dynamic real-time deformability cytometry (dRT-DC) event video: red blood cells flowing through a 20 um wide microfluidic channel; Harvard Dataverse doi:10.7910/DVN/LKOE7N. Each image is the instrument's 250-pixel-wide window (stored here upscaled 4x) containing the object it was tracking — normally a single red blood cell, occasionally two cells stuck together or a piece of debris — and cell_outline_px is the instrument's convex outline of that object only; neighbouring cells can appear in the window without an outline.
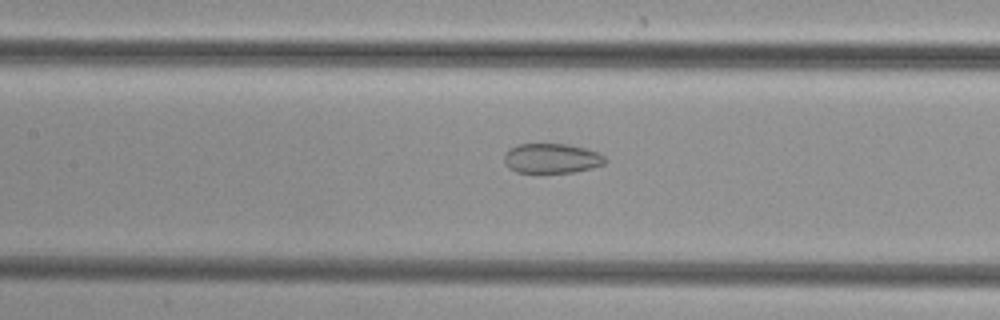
{"species": "common noctule bat (a hibernating species)", "species_latin": "Nyctalus noctula", "temperature_condition": "cold", "stored_images_in_passage": 50, "camera_frame_rate_fps": 3000, "um_per_image_px": 0.085, "animal": {"sex": "female", "body_mass_g": 29.2, "forearm_length_mm": 56.3}, "frame": {"image": 1, "passage_image": 23, "time_ms": 7.333, "image_size_px": [1000, 320], "cell_outline_px": [[608, 160], [604, 164], [592, 168], [572, 172], [516, 172], [508, 168], [504, 160], [504, 156], [516, 144], [568, 144], [584, 148], [596, 152], [604, 156]], "centroid_in_image_um": [46.9, 13.46], "position_along_channel_um": 160.5, "area_um2": 17.34}}
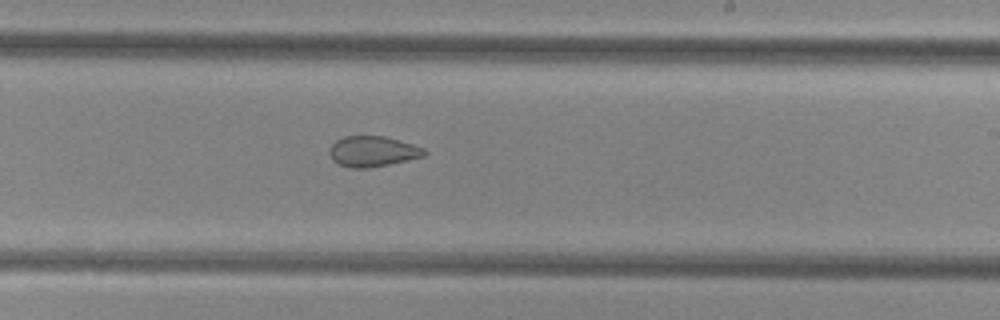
{"frame": {"image": 2, "passage_image": 30, "time_ms": 9.667, "image_size_px": [1000, 320], "cell_outline_px": [[428, 152], [424, 156], [388, 164], [368, 168], [348, 168], [332, 160], [328, 152], [328, 148], [336, 140], [344, 136], [384, 136], [412, 144], [424, 148]], "centroid_in_image_um": [31.64, 12.87], "position_along_channel_um": 257.4, "area_um2": 16.88}}
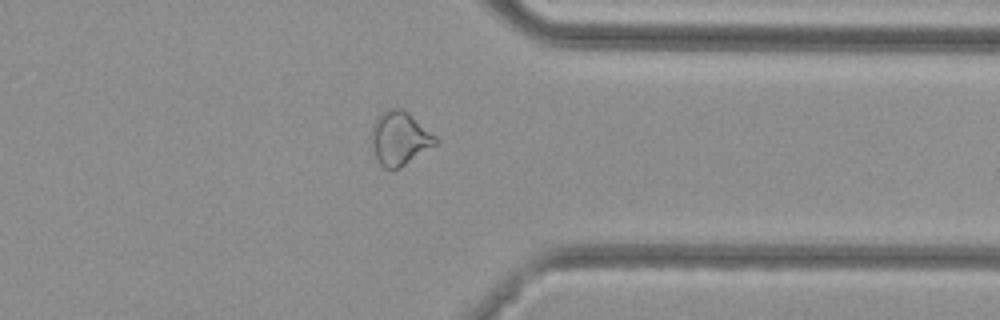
{"frame": {"image": 3, "passage_image": 39, "time_ms": 12.667, "image_size_px": [1000, 320], "cell_outline_px": [[440, 140], [436, 144], [400, 168], [384, 168], [376, 160], [372, 144], [372, 124], [376, 116], [388, 108], [400, 108], [408, 112], [436, 136]], "centroid_in_image_um": [33.96, 11.74], "position_along_channel_um": 377.4, "area_um2": 20.0}}